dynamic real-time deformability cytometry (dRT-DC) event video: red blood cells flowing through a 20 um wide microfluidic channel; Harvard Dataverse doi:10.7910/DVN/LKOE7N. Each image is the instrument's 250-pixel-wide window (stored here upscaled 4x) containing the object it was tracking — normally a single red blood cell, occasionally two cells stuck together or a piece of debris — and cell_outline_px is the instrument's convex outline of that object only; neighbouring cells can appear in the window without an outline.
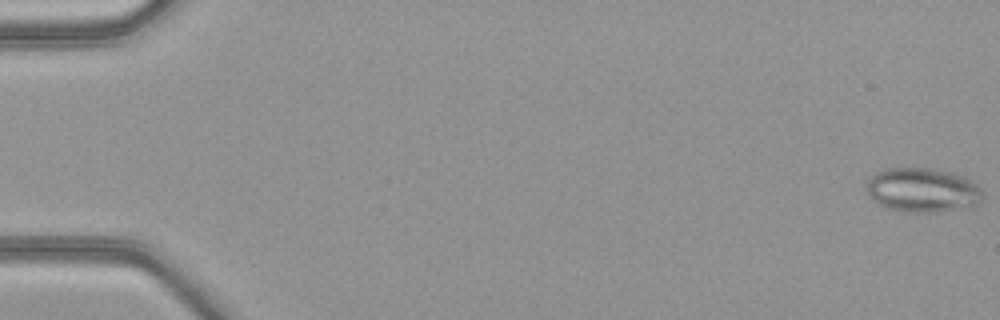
{"species": "common noctule bat (a hibernating species)", "species_latin": "Nyctalus noctula", "temperature_condition": "warm", "stored_images_in_passage": 51, "camera_frame_rate_fps": 3000, "um_per_image_px": 0.085, "animal": {"sex": "female", "body_mass_g": 21.9}, "frame": {"image": 1, "passage_image": 1, "time_ms": 0.0, "image_size_px": [1000, 320], "cell_outline_px": [[984, 196], [976, 204], [936, 212], [904, 212], [888, 208], [872, 200], [864, 184], [876, 172], [888, 168], [936, 168], [956, 172], [972, 180], [984, 192]], "centroid_in_image_um": [78.41, 16.13], "position_along_channel_um": 6.6, "area_um2": 30.17}}
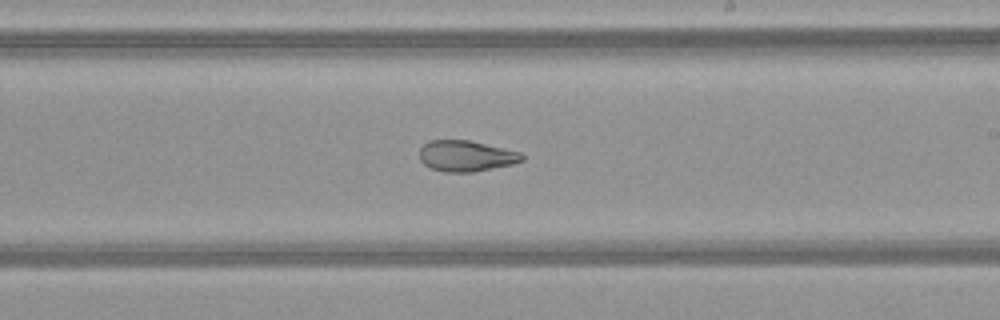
{"frame": {"image": 2, "passage_image": 31, "time_ms": 10.0, "image_size_px": [1000, 320], "cell_outline_px": [[524, 160], [512, 164], [472, 172], [444, 172], [428, 168], [420, 160], [420, 148], [424, 144], [432, 140], [468, 140], [520, 152], [524, 156]], "centroid_in_image_um": [39.59, 13.26], "position_along_channel_um": 249.4, "area_um2": 18.38}}
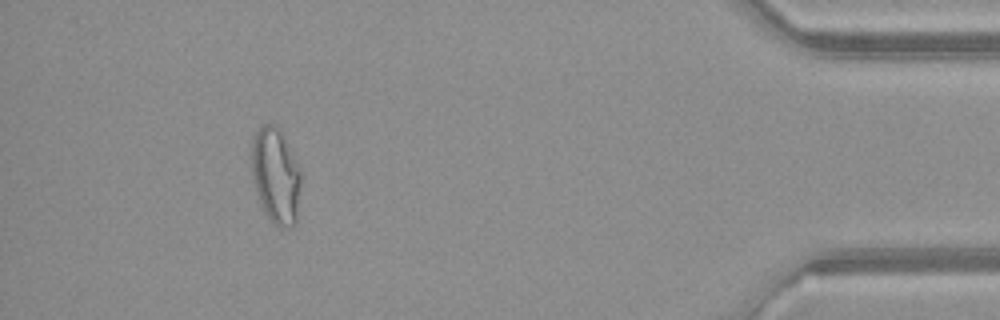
{"frame": {"image": 3, "passage_image": 47, "time_ms": 15.333, "image_size_px": [1000, 320], "cell_outline_px": [[300, 188], [296, 224], [288, 228], [280, 228], [268, 216], [260, 204], [252, 180], [248, 156], [252, 136], [260, 124], [276, 124], [280, 128], [300, 168]], "centroid_in_image_um": [23.38, 14.86], "position_along_channel_um": 411.8, "area_um2": 28.44}, "authors_computed_cell_mechanics": {"area_um2": 25.3164, "velocity_mm_per_s": 4.1297, "shape_relaxation_time_tau1_ms": null, "shape_relaxation_time_tau2_ms": 2.5559, "deformation_change_tau1": null, "deformation_change_tau2": 0.0862}}